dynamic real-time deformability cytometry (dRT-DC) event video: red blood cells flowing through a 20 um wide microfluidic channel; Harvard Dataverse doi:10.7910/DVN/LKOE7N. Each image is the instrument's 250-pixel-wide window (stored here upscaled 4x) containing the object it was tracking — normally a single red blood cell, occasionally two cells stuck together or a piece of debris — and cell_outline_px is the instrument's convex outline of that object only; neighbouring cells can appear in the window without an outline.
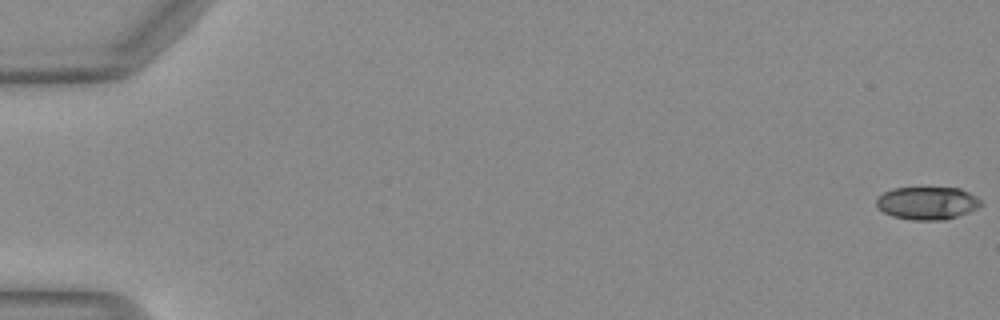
{"species": "Egyptian fruit bat (a non-hibernating species)", "species_latin": "Rousettus aegyptiacus", "temperature_condition": "warm", "stored_images_in_passage": 8, "camera_frame_rate_fps": 3000, "um_per_image_px": 0.085, "animal": {"sex": "female"}, "frame": {"image": 1, "passage_image": 1, "time_ms": 0.0, "image_size_px": [1000, 320], "cell_outline_px": [[984, 204], [968, 212], [944, 220], [912, 220], [892, 216], [876, 208], [876, 200], [884, 192], [892, 188], [960, 188], [976, 196]], "centroid_in_image_um": [78.8, 17.26], "position_along_channel_um": 6.2, "area_um2": 19.94}}